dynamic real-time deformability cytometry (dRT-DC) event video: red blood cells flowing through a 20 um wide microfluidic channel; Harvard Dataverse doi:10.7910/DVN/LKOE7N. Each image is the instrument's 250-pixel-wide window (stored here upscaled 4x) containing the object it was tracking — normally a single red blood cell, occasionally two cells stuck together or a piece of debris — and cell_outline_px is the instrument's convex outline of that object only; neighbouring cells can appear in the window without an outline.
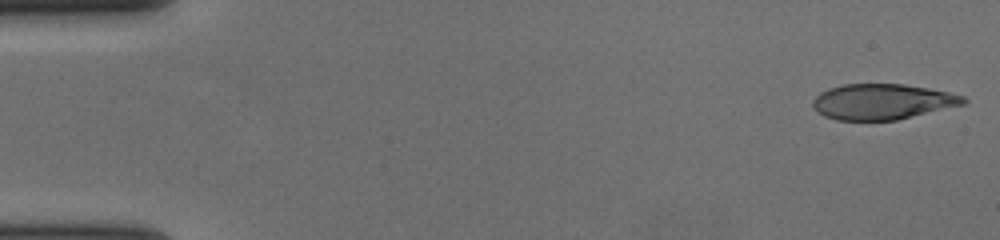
{"species": "human", "species_latin": "Homo sapiens", "temperature_condition": "cold", "stored_images_in_passage": 56, "camera_frame_rate_fps": 3000, "um_per_image_px": 0.085, "donor": {"sex": "female"}, "frame": {"image": 1, "passage_image": 1, "time_ms": 0.0, "image_size_px": [1000, 240], "cell_outline_px": [[968, 100], [964, 104], [896, 120], [836, 120], [824, 116], [812, 104], [812, 100], [820, 92], [828, 88], [844, 84], [904, 84], [928, 88], [948, 92], [964, 96]], "centroid_in_image_um": [74.99, 8.63], "position_along_channel_um": 10.0, "area_um2": 31.04}}
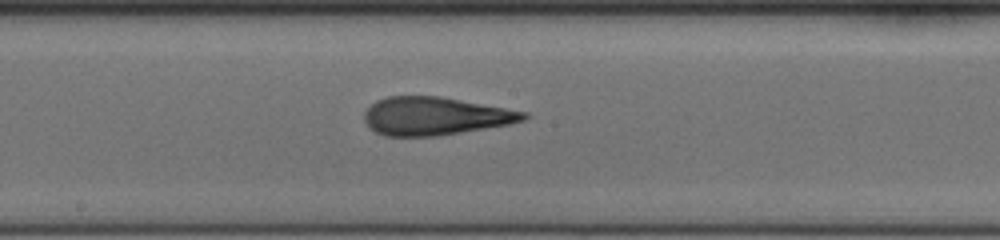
{"frame": {"image": 2, "passage_image": 30, "time_ms": 9.667, "image_size_px": [1000, 240], "cell_outline_px": [[528, 116], [524, 120], [508, 124], [436, 136], [384, 136], [368, 128], [364, 120], [364, 112], [376, 100], [388, 96], [440, 96], [528, 112]], "centroid_in_image_um": [36.94, 9.86], "position_along_channel_um": 211.3, "area_um2": 35.2}}
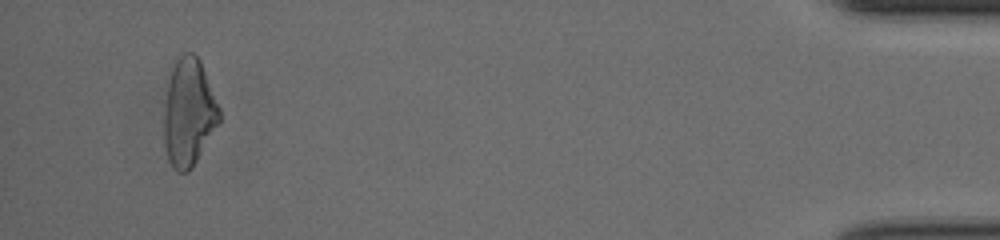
{"frame": {"image": 3, "passage_image": 53, "time_ms": 17.333, "image_size_px": [1000, 240], "cell_outline_px": [[220, 120], [196, 160], [188, 172], [176, 172], [168, 160], [164, 144], [164, 112], [168, 84], [172, 68], [176, 56], [184, 52], [192, 52], [200, 60], [220, 108]], "centroid_in_image_um": [16.03, 9.54], "position_along_channel_um": 419.2, "area_um2": 34.45}, "authors_computed_cell_mechanics": {"area_um2": 34.7956, "velocity_mm_per_s": 3.7045, "shape_relaxation_time_tau1_ms": 8.8729, "shape_relaxation_time_tau2_ms": 1.8412, "deformation_change_tau1": 0.2881, "deformation_change_tau2": 0.1243}}